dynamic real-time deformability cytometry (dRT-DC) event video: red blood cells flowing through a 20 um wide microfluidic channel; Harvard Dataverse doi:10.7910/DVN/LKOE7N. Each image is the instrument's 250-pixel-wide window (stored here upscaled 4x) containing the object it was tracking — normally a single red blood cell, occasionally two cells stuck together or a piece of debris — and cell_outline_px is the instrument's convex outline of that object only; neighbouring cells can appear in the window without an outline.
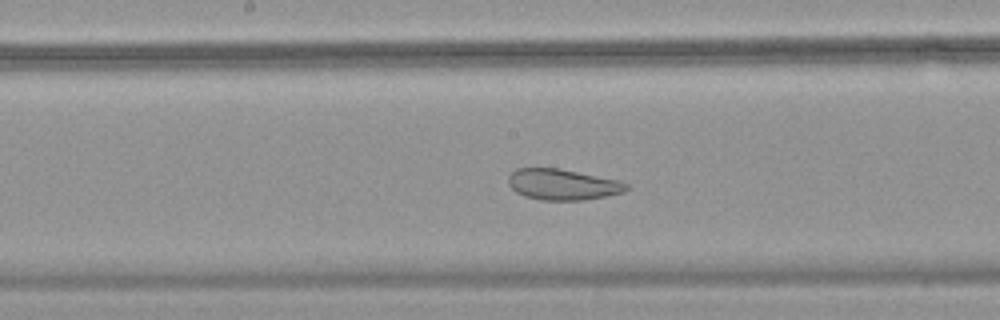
{"species": "common noctule bat (a hibernating species)", "species_latin": "Nyctalus noctula", "temperature_condition": "warm", "stored_images_in_passage": 53, "camera_frame_rate_fps": 3000, "um_per_image_px": 0.085, "animal": {"sex": "female", "body_mass_g": 18.4}, "frame": {"image": 1, "passage_image": 28, "time_ms": 9.0, "image_size_px": [1000, 320], "cell_outline_px": [[628, 188], [624, 192], [584, 200], [540, 200], [524, 196], [516, 192], [508, 184], [508, 176], [516, 168], [560, 168], [620, 180], [628, 184]], "centroid_in_image_um": [47.82, 15.67], "position_along_channel_um": 200.4, "area_um2": 21.39}}
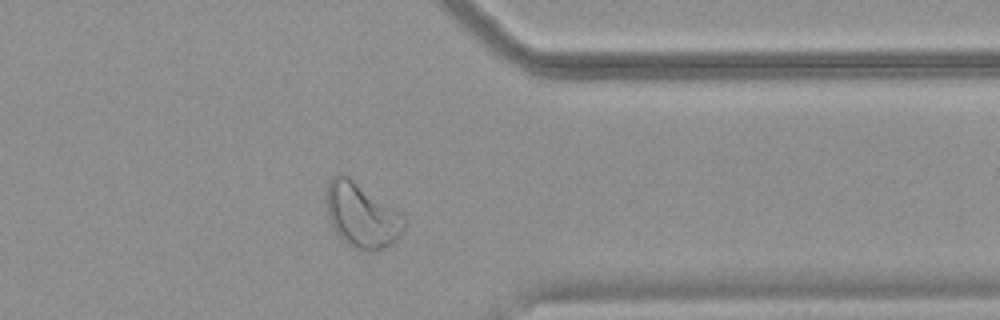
{"frame": {"image": 2, "passage_image": 43, "time_ms": 14.0, "image_size_px": [1000, 320], "cell_outline_px": [[404, 228], [400, 236], [392, 244], [376, 252], [356, 248], [348, 244], [336, 232], [328, 216], [324, 200], [324, 192], [328, 180], [332, 176], [340, 172], [348, 176], [392, 208], [404, 220]], "centroid_in_image_um": [30.66, 18.28], "position_along_channel_um": 380.7, "area_um2": 28.96}}
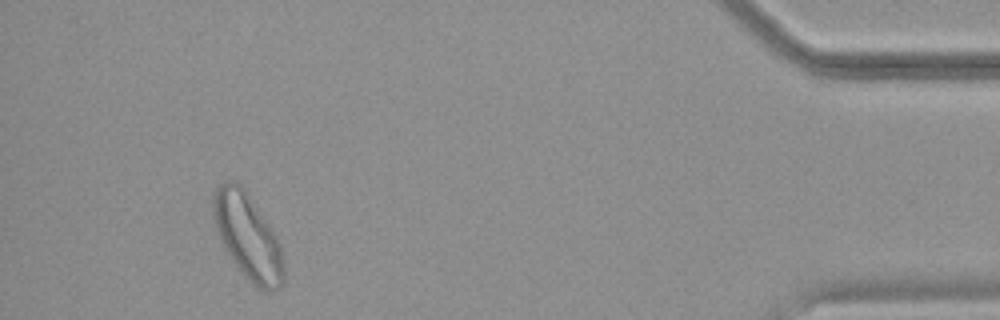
{"frame": {"image": 3, "passage_image": 50, "time_ms": 16.333, "image_size_px": [1000, 320], "cell_outline_px": [[284, 284], [280, 288], [272, 292], [268, 292], [260, 288], [244, 276], [232, 260], [216, 228], [212, 212], [212, 196], [216, 188], [220, 184], [228, 180], [236, 180], [248, 192], [268, 224], [280, 244], [284, 268]], "centroid_in_image_um": [21.06, 20.09], "position_along_channel_um": 414.1, "area_um2": 34.91}}